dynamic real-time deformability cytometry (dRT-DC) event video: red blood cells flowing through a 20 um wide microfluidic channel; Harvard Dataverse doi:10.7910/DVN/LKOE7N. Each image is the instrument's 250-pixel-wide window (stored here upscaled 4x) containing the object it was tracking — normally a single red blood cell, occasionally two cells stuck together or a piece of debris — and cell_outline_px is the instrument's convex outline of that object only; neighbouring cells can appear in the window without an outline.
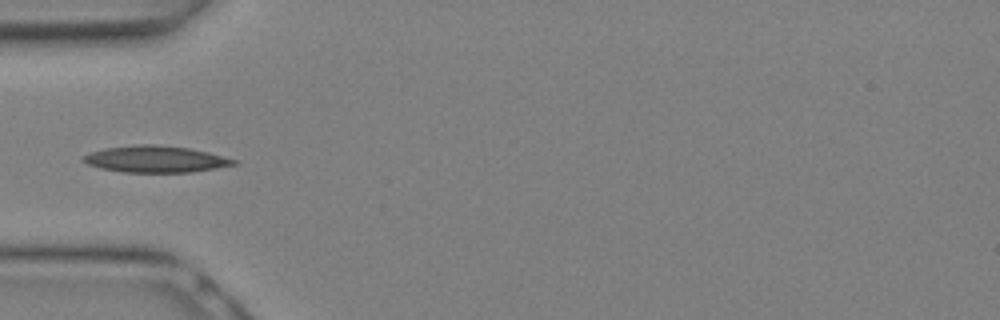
{"species": "Egyptian fruit bat (a non-hibernating species)", "species_latin": "Rousettus aegyptiacus", "temperature_condition": "warm", "stored_images_in_passage": 10, "camera_frame_rate_fps": 3000, "um_per_image_px": 0.085, "animal": {"sex": "female"}, "frame": {"image": 1, "passage_image": 9, "time_ms": 2.667, "image_size_px": [1000, 320], "cell_outline_px": [[240, 164], [192, 172], [124, 172], [100, 168], [88, 164], [80, 160], [80, 156], [104, 148], [140, 144], [156, 144], [192, 148], [208, 152], [236, 160]], "centroid_in_image_um": [13.22, 13.52], "position_along_channel_um": 71.8, "area_um2": 23.47}}